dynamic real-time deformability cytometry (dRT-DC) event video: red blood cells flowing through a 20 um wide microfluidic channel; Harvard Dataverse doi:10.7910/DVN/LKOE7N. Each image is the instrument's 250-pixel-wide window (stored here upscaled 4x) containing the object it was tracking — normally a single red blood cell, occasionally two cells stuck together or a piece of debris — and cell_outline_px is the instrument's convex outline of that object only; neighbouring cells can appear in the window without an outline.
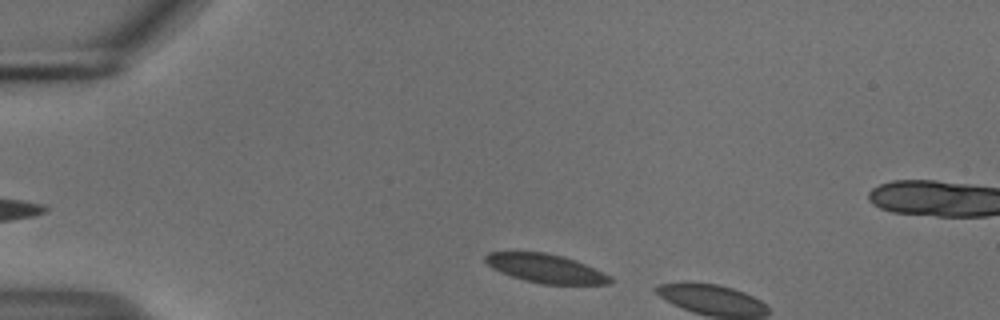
{"species": "common noctule bat (a hibernating species)", "species_latin": "Nyctalus noctula", "temperature_condition": "cold", "stored_images_in_passage": 4, "camera_frame_rate_fps": 3000, "um_per_image_px": 0.085, "animal": {"sex": "male", "body_mass_g": 18.8}, "frame": {"image": 1, "passage_image": 2, "time_ms": 0.333, "image_size_px": [1000, 320], "cell_outline_px": [[612, 280], [608, 284], [544, 284], [524, 280], [500, 272], [492, 268], [484, 260], [484, 256], [488, 252], [544, 252], [564, 256], [576, 260], [604, 272], [612, 276]], "centroid_in_image_um": [46.39, 22.81], "position_along_channel_um": 38.6, "area_um2": 20.92}}